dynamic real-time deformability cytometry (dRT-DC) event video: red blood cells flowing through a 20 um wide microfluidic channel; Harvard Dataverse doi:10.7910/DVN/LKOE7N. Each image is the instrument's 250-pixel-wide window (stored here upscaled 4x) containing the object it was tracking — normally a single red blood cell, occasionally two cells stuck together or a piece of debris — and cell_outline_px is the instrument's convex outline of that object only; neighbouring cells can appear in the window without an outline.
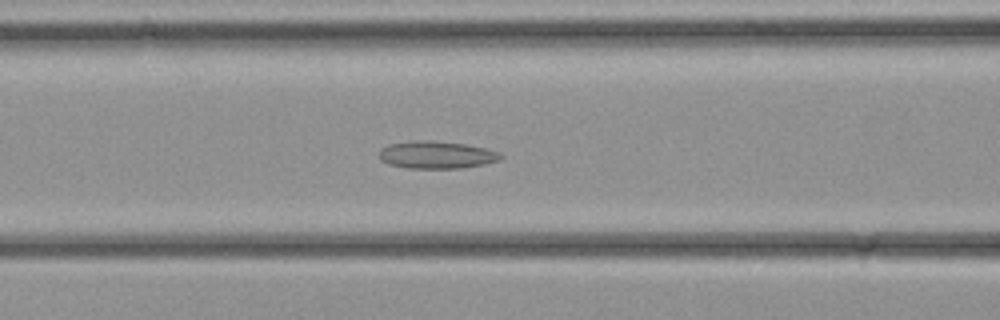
{"species": "common noctule bat (a hibernating species)", "species_latin": "Nyctalus noctula", "temperature_condition": "cold", "stored_images_in_passage": 34, "camera_frame_rate_fps": 3000, "um_per_image_px": 0.085, "animal": {"sex": "female", "body_mass_g": 21.9}, "frame": {"image": 1, "passage_image": 14, "time_ms": 4.333, "image_size_px": [1000, 320], "cell_outline_px": [[504, 156], [500, 160], [484, 164], [460, 168], [408, 168], [388, 164], [380, 160], [380, 148], [388, 144], [416, 140], [428, 140], [464, 144], [484, 148], [500, 152]], "centroid_in_image_um": [37.09, 13.16], "position_along_channel_um": 129.5, "area_um2": 19.42}}
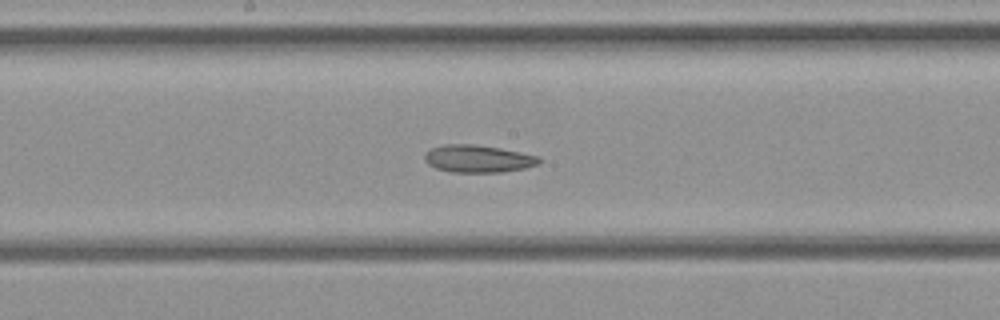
{"frame": {"image": 2, "passage_image": 18, "time_ms": 5.667, "image_size_px": [1000, 320], "cell_outline_px": [[540, 164], [524, 168], [500, 172], [452, 172], [436, 168], [428, 164], [424, 160], [424, 156], [432, 148], [444, 144], [472, 144], [500, 148], [540, 156]], "centroid_in_image_um": [40.64, 13.49], "position_along_channel_um": 207.6, "area_um2": 18.21}}
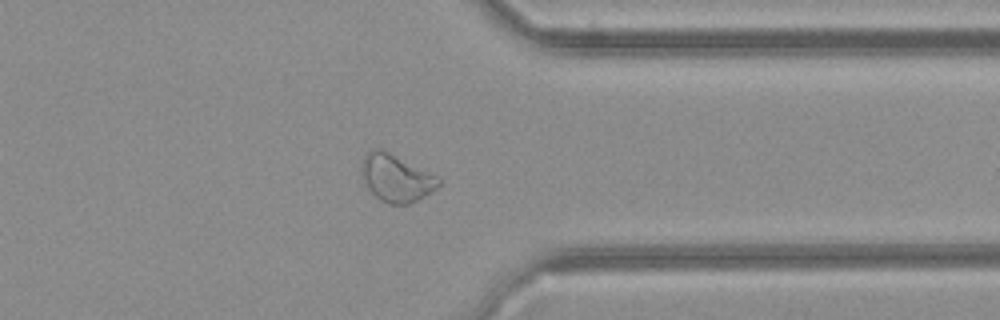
{"frame": {"image": 3, "passage_image": 27, "time_ms": 8.667, "image_size_px": [1000, 320], "cell_outline_px": [[444, 180], [432, 192], [408, 204], [388, 204], [380, 200], [368, 188], [364, 180], [360, 168], [364, 156], [372, 148], [380, 148], [440, 176]], "centroid_in_image_um": [33.71, 15.12], "position_along_channel_um": 377.7, "area_um2": 21.39}}